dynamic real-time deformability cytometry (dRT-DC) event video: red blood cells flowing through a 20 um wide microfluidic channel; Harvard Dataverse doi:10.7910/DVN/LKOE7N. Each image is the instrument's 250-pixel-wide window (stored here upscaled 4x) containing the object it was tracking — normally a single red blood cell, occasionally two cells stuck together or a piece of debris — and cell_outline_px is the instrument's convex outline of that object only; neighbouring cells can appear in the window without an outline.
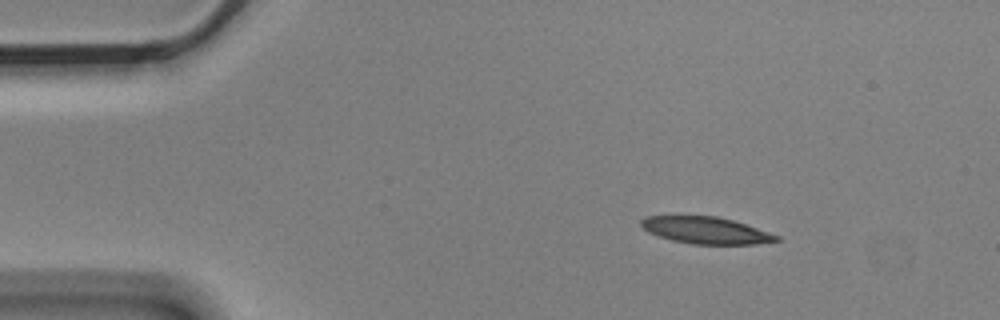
{"species": "Egyptian fruit bat (a non-hibernating species)", "species_latin": "Rousettus aegyptiacus", "temperature_condition": "cold", "stored_images_in_passage": 3, "camera_frame_rate_fps": 3000, "um_per_image_px": 0.085, "animal": {"sex": "male"}, "frame": {"image": 1, "passage_image": 1, "time_ms": 0.0, "image_size_px": [1000, 320], "cell_outline_px": [[780, 240], [756, 244], [692, 244], [672, 240], [648, 232], [640, 224], [640, 220], [644, 216], [680, 212], [716, 216], [732, 220], [780, 236]], "centroid_in_image_um": [59.87, 19.51], "position_along_channel_um": 25.1, "area_um2": 21.96}}